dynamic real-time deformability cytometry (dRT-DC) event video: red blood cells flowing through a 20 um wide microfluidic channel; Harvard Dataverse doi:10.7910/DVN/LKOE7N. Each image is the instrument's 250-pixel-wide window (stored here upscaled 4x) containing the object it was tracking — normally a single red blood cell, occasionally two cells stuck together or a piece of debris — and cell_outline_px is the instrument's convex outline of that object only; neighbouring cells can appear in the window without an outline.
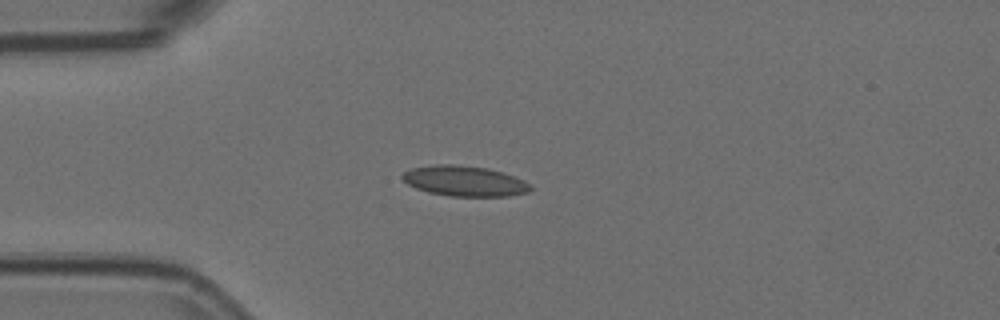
{"species": "Egyptian fruit bat (a non-hibernating species)", "species_latin": "Rousettus aegyptiacus", "temperature_condition": "room temperature", "stored_images_in_passage": 4, "camera_frame_rate_fps": 3000, "um_per_image_px": 0.085, "animal": {"sex": "female"}, "frame": {"image": 1, "passage_image": 3, "time_ms": 0.667, "image_size_px": [1000, 320], "cell_outline_px": [[532, 188], [528, 192], [508, 196], [448, 196], [428, 192], [416, 188], [408, 184], [400, 176], [404, 172], [412, 168], [436, 164], [452, 164], [488, 168], [504, 172], [524, 180]], "centroid_in_image_um": [39.48, 15.38], "position_along_channel_um": 45.5, "area_um2": 22.66}}